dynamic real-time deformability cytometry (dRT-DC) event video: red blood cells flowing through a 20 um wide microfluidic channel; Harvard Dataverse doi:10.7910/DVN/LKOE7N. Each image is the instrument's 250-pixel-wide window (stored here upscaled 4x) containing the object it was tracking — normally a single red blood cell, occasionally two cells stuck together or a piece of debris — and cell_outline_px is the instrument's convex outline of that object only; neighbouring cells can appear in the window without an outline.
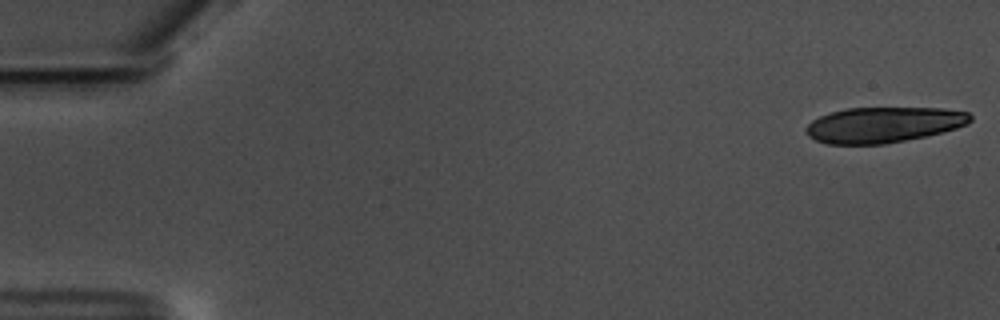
{"species": "common noctule bat (a hibernating species)", "species_latin": "Nyctalus noctula", "temperature_condition": "warm", "stored_images_in_passage": 16, "camera_frame_rate_fps": 3000, "um_per_image_px": 0.085, "animal": {"sex": "male", "body_mass_g": 17.5, "forearm_length_mm": 52.3}, "frame": {"image": 1, "passage_image": 1, "time_ms": 0.0, "image_size_px": [1000, 320], "cell_outline_px": [[972, 120], [968, 124], [944, 132], [928, 136], [884, 144], [828, 144], [816, 140], [808, 136], [804, 132], [804, 128], [812, 120], [820, 116], [832, 112], [848, 108], [944, 108], [968, 112], [972, 116]], "centroid_in_image_um": [75.11, 10.61], "position_along_channel_um": 9.9, "area_um2": 34.28}}